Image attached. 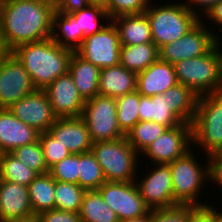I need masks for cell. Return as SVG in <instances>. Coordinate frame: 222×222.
I'll use <instances>...</instances> for the list:
<instances>
[{
    "instance_id": "1",
    "label": "cell",
    "mask_w": 222,
    "mask_h": 222,
    "mask_svg": "<svg viewBox=\"0 0 222 222\" xmlns=\"http://www.w3.org/2000/svg\"><path fill=\"white\" fill-rule=\"evenodd\" d=\"M54 11V0H6L0 7L2 50L51 38Z\"/></svg>"
},
{
    "instance_id": "2",
    "label": "cell",
    "mask_w": 222,
    "mask_h": 222,
    "mask_svg": "<svg viewBox=\"0 0 222 222\" xmlns=\"http://www.w3.org/2000/svg\"><path fill=\"white\" fill-rule=\"evenodd\" d=\"M29 73L36 89L44 90L69 70L73 51L63 48L51 38L20 45L11 51Z\"/></svg>"
},
{
    "instance_id": "3",
    "label": "cell",
    "mask_w": 222,
    "mask_h": 222,
    "mask_svg": "<svg viewBox=\"0 0 222 222\" xmlns=\"http://www.w3.org/2000/svg\"><path fill=\"white\" fill-rule=\"evenodd\" d=\"M152 1L144 14L150 24L153 43L158 49L183 37L200 21V17L193 13L185 3L166 2L158 6V3ZM154 4L156 6H153Z\"/></svg>"
},
{
    "instance_id": "4",
    "label": "cell",
    "mask_w": 222,
    "mask_h": 222,
    "mask_svg": "<svg viewBox=\"0 0 222 222\" xmlns=\"http://www.w3.org/2000/svg\"><path fill=\"white\" fill-rule=\"evenodd\" d=\"M193 148L188 151L183 157L169 163L172 177V188L174 200L178 204H192L196 206L207 205L204 201L198 198L201 190L206 184V180L212 182L213 167L212 158L206 156V167L201 166L196 159L197 154ZM196 154V155H194ZM200 200V202H199Z\"/></svg>"
},
{
    "instance_id": "5",
    "label": "cell",
    "mask_w": 222,
    "mask_h": 222,
    "mask_svg": "<svg viewBox=\"0 0 222 222\" xmlns=\"http://www.w3.org/2000/svg\"><path fill=\"white\" fill-rule=\"evenodd\" d=\"M174 69L178 83L198 96L222 92L221 55L216 46L200 57L176 62Z\"/></svg>"
},
{
    "instance_id": "6",
    "label": "cell",
    "mask_w": 222,
    "mask_h": 222,
    "mask_svg": "<svg viewBox=\"0 0 222 222\" xmlns=\"http://www.w3.org/2000/svg\"><path fill=\"white\" fill-rule=\"evenodd\" d=\"M192 126V145L213 158L222 148V92L198 97ZM198 144V146H196Z\"/></svg>"
},
{
    "instance_id": "7",
    "label": "cell",
    "mask_w": 222,
    "mask_h": 222,
    "mask_svg": "<svg viewBox=\"0 0 222 222\" xmlns=\"http://www.w3.org/2000/svg\"><path fill=\"white\" fill-rule=\"evenodd\" d=\"M91 151L100 164L106 181L130 182L139 178V154L129 144L126 136L115 140L98 141ZM137 179V180H136Z\"/></svg>"
},
{
    "instance_id": "8",
    "label": "cell",
    "mask_w": 222,
    "mask_h": 222,
    "mask_svg": "<svg viewBox=\"0 0 222 222\" xmlns=\"http://www.w3.org/2000/svg\"><path fill=\"white\" fill-rule=\"evenodd\" d=\"M203 22L200 19L183 37L160 47L159 59L174 65L181 60L197 58L209 53L216 46L217 33L208 26L209 22Z\"/></svg>"
},
{
    "instance_id": "9",
    "label": "cell",
    "mask_w": 222,
    "mask_h": 222,
    "mask_svg": "<svg viewBox=\"0 0 222 222\" xmlns=\"http://www.w3.org/2000/svg\"><path fill=\"white\" fill-rule=\"evenodd\" d=\"M81 117L93 143L126 136L118 125L115 98L97 95L85 101Z\"/></svg>"
},
{
    "instance_id": "10",
    "label": "cell",
    "mask_w": 222,
    "mask_h": 222,
    "mask_svg": "<svg viewBox=\"0 0 222 222\" xmlns=\"http://www.w3.org/2000/svg\"><path fill=\"white\" fill-rule=\"evenodd\" d=\"M35 90L29 73L17 57L3 51L0 55V109L10 108Z\"/></svg>"
},
{
    "instance_id": "11",
    "label": "cell",
    "mask_w": 222,
    "mask_h": 222,
    "mask_svg": "<svg viewBox=\"0 0 222 222\" xmlns=\"http://www.w3.org/2000/svg\"><path fill=\"white\" fill-rule=\"evenodd\" d=\"M97 190L114 210L119 221L140 218L150 213V208L140 196L135 181H106Z\"/></svg>"
},
{
    "instance_id": "12",
    "label": "cell",
    "mask_w": 222,
    "mask_h": 222,
    "mask_svg": "<svg viewBox=\"0 0 222 222\" xmlns=\"http://www.w3.org/2000/svg\"><path fill=\"white\" fill-rule=\"evenodd\" d=\"M119 32L112 21L101 31L88 35L76 53L100 69L120 64Z\"/></svg>"
},
{
    "instance_id": "13",
    "label": "cell",
    "mask_w": 222,
    "mask_h": 222,
    "mask_svg": "<svg viewBox=\"0 0 222 222\" xmlns=\"http://www.w3.org/2000/svg\"><path fill=\"white\" fill-rule=\"evenodd\" d=\"M192 126L189 123L167 128L146 147L140 156H147L153 164H169L183 157L192 148ZM153 161V162H152Z\"/></svg>"
},
{
    "instance_id": "14",
    "label": "cell",
    "mask_w": 222,
    "mask_h": 222,
    "mask_svg": "<svg viewBox=\"0 0 222 222\" xmlns=\"http://www.w3.org/2000/svg\"><path fill=\"white\" fill-rule=\"evenodd\" d=\"M154 167V169H153ZM152 171L135 182L140 196L151 209L177 205L174 200L171 170L168 164H155Z\"/></svg>"
},
{
    "instance_id": "15",
    "label": "cell",
    "mask_w": 222,
    "mask_h": 222,
    "mask_svg": "<svg viewBox=\"0 0 222 222\" xmlns=\"http://www.w3.org/2000/svg\"><path fill=\"white\" fill-rule=\"evenodd\" d=\"M8 109L16 118L39 133L47 132L57 119L46 92L40 89L18 100Z\"/></svg>"
},
{
    "instance_id": "16",
    "label": "cell",
    "mask_w": 222,
    "mask_h": 222,
    "mask_svg": "<svg viewBox=\"0 0 222 222\" xmlns=\"http://www.w3.org/2000/svg\"><path fill=\"white\" fill-rule=\"evenodd\" d=\"M44 91L57 118L82 116L85 101L69 72L55 79Z\"/></svg>"
},
{
    "instance_id": "17",
    "label": "cell",
    "mask_w": 222,
    "mask_h": 222,
    "mask_svg": "<svg viewBox=\"0 0 222 222\" xmlns=\"http://www.w3.org/2000/svg\"><path fill=\"white\" fill-rule=\"evenodd\" d=\"M48 132L71 154L88 152L92 148L93 142L81 116L57 118Z\"/></svg>"
},
{
    "instance_id": "18",
    "label": "cell",
    "mask_w": 222,
    "mask_h": 222,
    "mask_svg": "<svg viewBox=\"0 0 222 222\" xmlns=\"http://www.w3.org/2000/svg\"><path fill=\"white\" fill-rule=\"evenodd\" d=\"M176 84L174 65L159 58L137 73L136 90L142 96L161 95Z\"/></svg>"
},
{
    "instance_id": "19",
    "label": "cell",
    "mask_w": 222,
    "mask_h": 222,
    "mask_svg": "<svg viewBox=\"0 0 222 222\" xmlns=\"http://www.w3.org/2000/svg\"><path fill=\"white\" fill-rule=\"evenodd\" d=\"M34 216L28 187L0 180V222Z\"/></svg>"
},
{
    "instance_id": "20",
    "label": "cell",
    "mask_w": 222,
    "mask_h": 222,
    "mask_svg": "<svg viewBox=\"0 0 222 222\" xmlns=\"http://www.w3.org/2000/svg\"><path fill=\"white\" fill-rule=\"evenodd\" d=\"M39 134L33 127L16 118L9 109H0V149L3 153L36 142Z\"/></svg>"
},
{
    "instance_id": "21",
    "label": "cell",
    "mask_w": 222,
    "mask_h": 222,
    "mask_svg": "<svg viewBox=\"0 0 222 222\" xmlns=\"http://www.w3.org/2000/svg\"><path fill=\"white\" fill-rule=\"evenodd\" d=\"M137 73L121 64L100 69L99 95L118 98L136 91Z\"/></svg>"
},
{
    "instance_id": "22",
    "label": "cell",
    "mask_w": 222,
    "mask_h": 222,
    "mask_svg": "<svg viewBox=\"0 0 222 222\" xmlns=\"http://www.w3.org/2000/svg\"><path fill=\"white\" fill-rule=\"evenodd\" d=\"M111 21L119 32L121 46L153 42L150 24L144 13L120 15Z\"/></svg>"
},
{
    "instance_id": "23",
    "label": "cell",
    "mask_w": 222,
    "mask_h": 222,
    "mask_svg": "<svg viewBox=\"0 0 222 222\" xmlns=\"http://www.w3.org/2000/svg\"><path fill=\"white\" fill-rule=\"evenodd\" d=\"M68 72L72 75L79 95L84 101L99 95V67L85 61L76 52H73Z\"/></svg>"
},
{
    "instance_id": "24",
    "label": "cell",
    "mask_w": 222,
    "mask_h": 222,
    "mask_svg": "<svg viewBox=\"0 0 222 222\" xmlns=\"http://www.w3.org/2000/svg\"><path fill=\"white\" fill-rule=\"evenodd\" d=\"M139 119L140 121H153L160 123L167 128H173L184 123L169 106L167 94L142 96L140 94L139 102Z\"/></svg>"
},
{
    "instance_id": "25",
    "label": "cell",
    "mask_w": 222,
    "mask_h": 222,
    "mask_svg": "<svg viewBox=\"0 0 222 222\" xmlns=\"http://www.w3.org/2000/svg\"><path fill=\"white\" fill-rule=\"evenodd\" d=\"M51 39L61 47L76 52L81 47L85 35L70 14L54 11Z\"/></svg>"
},
{
    "instance_id": "26",
    "label": "cell",
    "mask_w": 222,
    "mask_h": 222,
    "mask_svg": "<svg viewBox=\"0 0 222 222\" xmlns=\"http://www.w3.org/2000/svg\"><path fill=\"white\" fill-rule=\"evenodd\" d=\"M55 180L49 172L39 174L29 185L28 192L34 215L55 209Z\"/></svg>"
},
{
    "instance_id": "27",
    "label": "cell",
    "mask_w": 222,
    "mask_h": 222,
    "mask_svg": "<svg viewBox=\"0 0 222 222\" xmlns=\"http://www.w3.org/2000/svg\"><path fill=\"white\" fill-rule=\"evenodd\" d=\"M79 216L81 222H120L114 210L103 200L98 190H86Z\"/></svg>"
},
{
    "instance_id": "28",
    "label": "cell",
    "mask_w": 222,
    "mask_h": 222,
    "mask_svg": "<svg viewBox=\"0 0 222 222\" xmlns=\"http://www.w3.org/2000/svg\"><path fill=\"white\" fill-rule=\"evenodd\" d=\"M159 58L158 48L153 42L121 46L120 64L133 72H141Z\"/></svg>"
},
{
    "instance_id": "29",
    "label": "cell",
    "mask_w": 222,
    "mask_h": 222,
    "mask_svg": "<svg viewBox=\"0 0 222 222\" xmlns=\"http://www.w3.org/2000/svg\"><path fill=\"white\" fill-rule=\"evenodd\" d=\"M165 93L172 111L184 123L192 124L199 96L192 89L180 83L171 87Z\"/></svg>"
},
{
    "instance_id": "30",
    "label": "cell",
    "mask_w": 222,
    "mask_h": 222,
    "mask_svg": "<svg viewBox=\"0 0 222 222\" xmlns=\"http://www.w3.org/2000/svg\"><path fill=\"white\" fill-rule=\"evenodd\" d=\"M39 174L11 153H3L0 158V180L17 183L28 187V185Z\"/></svg>"
},
{
    "instance_id": "31",
    "label": "cell",
    "mask_w": 222,
    "mask_h": 222,
    "mask_svg": "<svg viewBox=\"0 0 222 222\" xmlns=\"http://www.w3.org/2000/svg\"><path fill=\"white\" fill-rule=\"evenodd\" d=\"M105 182L102 168L92 151L80 153L78 185L85 190H97Z\"/></svg>"
},
{
    "instance_id": "32",
    "label": "cell",
    "mask_w": 222,
    "mask_h": 222,
    "mask_svg": "<svg viewBox=\"0 0 222 222\" xmlns=\"http://www.w3.org/2000/svg\"><path fill=\"white\" fill-rule=\"evenodd\" d=\"M140 93H132L116 98V116L121 131L126 135L139 121Z\"/></svg>"
},
{
    "instance_id": "33",
    "label": "cell",
    "mask_w": 222,
    "mask_h": 222,
    "mask_svg": "<svg viewBox=\"0 0 222 222\" xmlns=\"http://www.w3.org/2000/svg\"><path fill=\"white\" fill-rule=\"evenodd\" d=\"M167 129L153 121H139L127 134L129 144L140 155L148 145L155 141Z\"/></svg>"
},
{
    "instance_id": "34",
    "label": "cell",
    "mask_w": 222,
    "mask_h": 222,
    "mask_svg": "<svg viewBox=\"0 0 222 222\" xmlns=\"http://www.w3.org/2000/svg\"><path fill=\"white\" fill-rule=\"evenodd\" d=\"M85 191L78 184L55 180V209L79 213Z\"/></svg>"
},
{
    "instance_id": "35",
    "label": "cell",
    "mask_w": 222,
    "mask_h": 222,
    "mask_svg": "<svg viewBox=\"0 0 222 222\" xmlns=\"http://www.w3.org/2000/svg\"><path fill=\"white\" fill-rule=\"evenodd\" d=\"M70 15L76 20L85 37L101 31L107 25L105 24L106 20V23L111 21L104 9L92 5L73 12ZM104 20L105 22H103Z\"/></svg>"
},
{
    "instance_id": "36",
    "label": "cell",
    "mask_w": 222,
    "mask_h": 222,
    "mask_svg": "<svg viewBox=\"0 0 222 222\" xmlns=\"http://www.w3.org/2000/svg\"><path fill=\"white\" fill-rule=\"evenodd\" d=\"M10 153L38 174L49 172L39 139L34 143L17 147Z\"/></svg>"
},
{
    "instance_id": "37",
    "label": "cell",
    "mask_w": 222,
    "mask_h": 222,
    "mask_svg": "<svg viewBox=\"0 0 222 222\" xmlns=\"http://www.w3.org/2000/svg\"><path fill=\"white\" fill-rule=\"evenodd\" d=\"M52 178L61 182L78 184L79 154H69L49 169Z\"/></svg>"
},
{
    "instance_id": "38",
    "label": "cell",
    "mask_w": 222,
    "mask_h": 222,
    "mask_svg": "<svg viewBox=\"0 0 222 222\" xmlns=\"http://www.w3.org/2000/svg\"><path fill=\"white\" fill-rule=\"evenodd\" d=\"M192 204H177L171 207L151 209L150 222H189Z\"/></svg>"
},
{
    "instance_id": "39",
    "label": "cell",
    "mask_w": 222,
    "mask_h": 222,
    "mask_svg": "<svg viewBox=\"0 0 222 222\" xmlns=\"http://www.w3.org/2000/svg\"><path fill=\"white\" fill-rule=\"evenodd\" d=\"M39 141L48 169L70 154L67 148L62 146L48 131L39 134Z\"/></svg>"
},
{
    "instance_id": "40",
    "label": "cell",
    "mask_w": 222,
    "mask_h": 222,
    "mask_svg": "<svg viewBox=\"0 0 222 222\" xmlns=\"http://www.w3.org/2000/svg\"><path fill=\"white\" fill-rule=\"evenodd\" d=\"M151 0H110L108 15L113 19L120 15L142 14Z\"/></svg>"
},
{
    "instance_id": "41",
    "label": "cell",
    "mask_w": 222,
    "mask_h": 222,
    "mask_svg": "<svg viewBox=\"0 0 222 222\" xmlns=\"http://www.w3.org/2000/svg\"><path fill=\"white\" fill-rule=\"evenodd\" d=\"M38 222H81L79 213L52 209L36 215Z\"/></svg>"
},
{
    "instance_id": "42",
    "label": "cell",
    "mask_w": 222,
    "mask_h": 222,
    "mask_svg": "<svg viewBox=\"0 0 222 222\" xmlns=\"http://www.w3.org/2000/svg\"><path fill=\"white\" fill-rule=\"evenodd\" d=\"M55 11L71 14L90 5L89 0H54Z\"/></svg>"
},
{
    "instance_id": "43",
    "label": "cell",
    "mask_w": 222,
    "mask_h": 222,
    "mask_svg": "<svg viewBox=\"0 0 222 222\" xmlns=\"http://www.w3.org/2000/svg\"><path fill=\"white\" fill-rule=\"evenodd\" d=\"M189 222H214V206H196L190 213Z\"/></svg>"
},
{
    "instance_id": "44",
    "label": "cell",
    "mask_w": 222,
    "mask_h": 222,
    "mask_svg": "<svg viewBox=\"0 0 222 222\" xmlns=\"http://www.w3.org/2000/svg\"><path fill=\"white\" fill-rule=\"evenodd\" d=\"M185 1H186L184 2L185 5L201 19L202 15H204L207 12V10H209L213 5L218 3L220 0H185ZM199 10L200 12H198Z\"/></svg>"
},
{
    "instance_id": "45",
    "label": "cell",
    "mask_w": 222,
    "mask_h": 222,
    "mask_svg": "<svg viewBox=\"0 0 222 222\" xmlns=\"http://www.w3.org/2000/svg\"><path fill=\"white\" fill-rule=\"evenodd\" d=\"M206 15V16H205ZM205 16V17H203ZM201 18L202 19H208L213 21L211 22V24L213 23L215 28H222V0H220L218 3H216L215 5H213L209 10H207V12L203 15Z\"/></svg>"
},
{
    "instance_id": "46",
    "label": "cell",
    "mask_w": 222,
    "mask_h": 222,
    "mask_svg": "<svg viewBox=\"0 0 222 222\" xmlns=\"http://www.w3.org/2000/svg\"><path fill=\"white\" fill-rule=\"evenodd\" d=\"M213 167V177L212 184H217L222 188V164H212Z\"/></svg>"
},
{
    "instance_id": "47",
    "label": "cell",
    "mask_w": 222,
    "mask_h": 222,
    "mask_svg": "<svg viewBox=\"0 0 222 222\" xmlns=\"http://www.w3.org/2000/svg\"><path fill=\"white\" fill-rule=\"evenodd\" d=\"M90 5L104 9L108 13L110 0H89Z\"/></svg>"
},
{
    "instance_id": "48",
    "label": "cell",
    "mask_w": 222,
    "mask_h": 222,
    "mask_svg": "<svg viewBox=\"0 0 222 222\" xmlns=\"http://www.w3.org/2000/svg\"><path fill=\"white\" fill-rule=\"evenodd\" d=\"M151 221V212L143 217L140 218H135V219H129L125 221H120V222H150Z\"/></svg>"
},
{
    "instance_id": "49",
    "label": "cell",
    "mask_w": 222,
    "mask_h": 222,
    "mask_svg": "<svg viewBox=\"0 0 222 222\" xmlns=\"http://www.w3.org/2000/svg\"><path fill=\"white\" fill-rule=\"evenodd\" d=\"M212 164H222V148L218 153L212 158Z\"/></svg>"
},
{
    "instance_id": "50",
    "label": "cell",
    "mask_w": 222,
    "mask_h": 222,
    "mask_svg": "<svg viewBox=\"0 0 222 222\" xmlns=\"http://www.w3.org/2000/svg\"><path fill=\"white\" fill-rule=\"evenodd\" d=\"M6 222H38L36 216H31L28 218H24V219H15V220H10V221H6Z\"/></svg>"
},
{
    "instance_id": "51",
    "label": "cell",
    "mask_w": 222,
    "mask_h": 222,
    "mask_svg": "<svg viewBox=\"0 0 222 222\" xmlns=\"http://www.w3.org/2000/svg\"><path fill=\"white\" fill-rule=\"evenodd\" d=\"M220 36V37H219ZM221 35H219L218 33L216 34V47L218 48L220 55H221V63H222V43H221ZM220 38V39H219Z\"/></svg>"
},
{
    "instance_id": "52",
    "label": "cell",
    "mask_w": 222,
    "mask_h": 222,
    "mask_svg": "<svg viewBox=\"0 0 222 222\" xmlns=\"http://www.w3.org/2000/svg\"><path fill=\"white\" fill-rule=\"evenodd\" d=\"M218 211V208L214 207V222H222V211Z\"/></svg>"
},
{
    "instance_id": "53",
    "label": "cell",
    "mask_w": 222,
    "mask_h": 222,
    "mask_svg": "<svg viewBox=\"0 0 222 222\" xmlns=\"http://www.w3.org/2000/svg\"><path fill=\"white\" fill-rule=\"evenodd\" d=\"M6 0H0V7L3 5V3L5 2Z\"/></svg>"
},
{
    "instance_id": "54",
    "label": "cell",
    "mask_w": 222,
    "mask_h": 222,
    "mask_svg": "<svg viewBox=\"0 0 222 222\" xmlns=\"http://www.w3.org/2000/svg\"><path fill=\"white\" fill-rule=\"evenodd\" d=\"M2 52H3V50H2V48H1V46H0V55H1Z\"/></svg>"
},
{
    "instance_id": "55",
    "label": "cell",
    "mask_w": 222,
    "mask_h": 222,
    "mask_svg": "<svg viewBox=\"0 0 222 222\" xmlns=\"http://www.w3.org/2000/svg\"><path fill=\"white\" fill-rule=\"evenodd\" d=\"M2 154H3V152H2L1 149H0V158H1Z\"/></svg>"
}]
</instances>
